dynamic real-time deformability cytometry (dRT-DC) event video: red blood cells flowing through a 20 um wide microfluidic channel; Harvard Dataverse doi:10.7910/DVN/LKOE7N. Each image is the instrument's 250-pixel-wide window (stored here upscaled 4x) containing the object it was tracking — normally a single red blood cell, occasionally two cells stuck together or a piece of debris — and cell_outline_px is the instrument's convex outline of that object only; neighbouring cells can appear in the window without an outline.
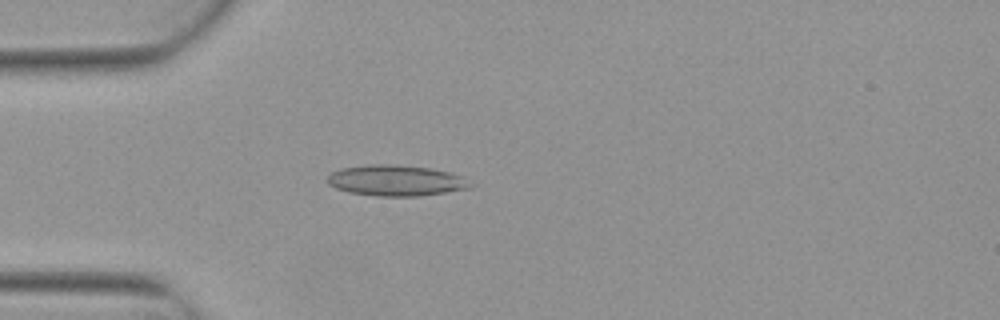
{"species": "Egyptian fruit bat (a non-hibernating species)", "species_latin": "Rousettus aegyptiacus", "temperature_condition": "warm", "stored_images_in_passage": 1, "camera_frame_rate_fps": 3000, "um_per_image_px": 0.085, "animal": {"sex": "female"}, "frame": {"image": 1, "passage_image": 1, "time_ms": 0.0, "image_size_px": [1000, 320], "cell_outline_px": [[476, 184], [472, 188], [420, 196], [376, 196], [348, 192], [336, 188], [328, 184], [328, 176], [332, 172], [344, 168], [368, 164], [388, 164], [428, 168], [452, 172]], "centroid_in_image_um": [33.7, 15.35], "position_along_channel_um": 51.3, "area_um2": 25.72}}